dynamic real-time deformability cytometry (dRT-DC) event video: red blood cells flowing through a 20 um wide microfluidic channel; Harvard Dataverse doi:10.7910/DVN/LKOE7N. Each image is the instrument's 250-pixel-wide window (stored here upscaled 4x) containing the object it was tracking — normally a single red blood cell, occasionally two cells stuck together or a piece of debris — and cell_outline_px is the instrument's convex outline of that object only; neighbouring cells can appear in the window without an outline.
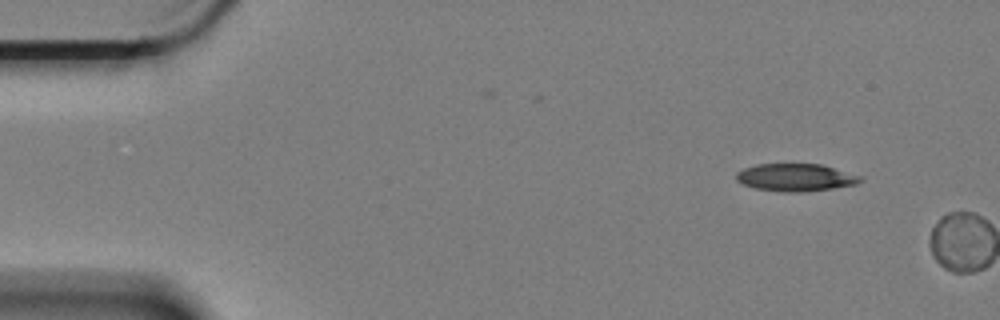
{"species": "Egyptian fruit bat (a non-hibernating species)", "species_latin": "Rousettus aegyptiacus", "temperature_condition": "cold", "stored_images_in_passage": 6, "segment_of_instrument_passage": [2, 2], "camera_frame_rate_fps": 3000, "um_per_image_px": 0.085, "animal": {"sex": "female"}, "frame": {"image": 1, "passage_image": 6, "time_ms": 1.667, "image_size_px": [1000, 320], "cell_outline_px": [[864, 180], [856, 184], [832, 188], [800, 192], [784, 192], [756, 188], [744, 184], [736, 180], [736, 172], [744, 168], [756, 164], [824, 164], [864, 176]], "centroid_in_image_um": [67.68, 15.07], "position_along_channel_um": 17.3, "area_um2": 20.06}}